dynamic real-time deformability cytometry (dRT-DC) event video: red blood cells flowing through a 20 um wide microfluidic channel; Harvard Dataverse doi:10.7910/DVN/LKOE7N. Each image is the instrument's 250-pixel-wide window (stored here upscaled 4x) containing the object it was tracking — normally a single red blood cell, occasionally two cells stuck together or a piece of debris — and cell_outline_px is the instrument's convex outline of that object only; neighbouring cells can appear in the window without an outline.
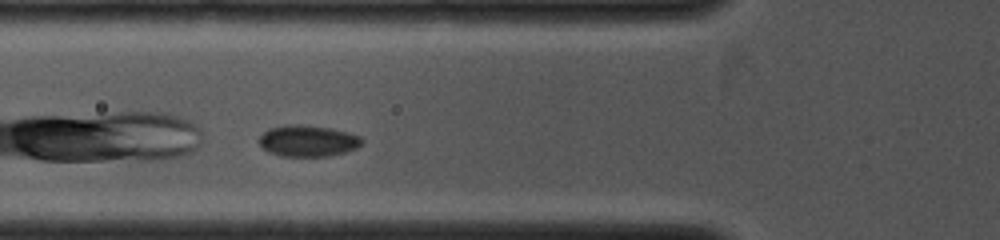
{"species": "common noctule bat (a hibernating species)", "species_latin": "Nyctalus noctula", "temperature_condition": "cold", "stored_images_in_passage": 6, "camera_frame_rate_fps": 4000, "um_per_image_px": 0.085, "animal": {"sex": "female", "body_mass_g": 19.0, "forearm_length_mm": 53.3}, "frame": {"image": 1, "passage_image": 3, "time_ms": 0.75, "image_size_px": [1000, 240], "cell_outline_px": [[364, 140], [356, 148], [344, 152], [328, 156], [280, 156], [268, 152], [260, 144], [260, 136], [268, 128], [284, 124], [304, 124], [328, 128], [348, 132], [360, 136]], "centroid_in_image_um": [26.15, 11.96], "position_along_channel_um": 99.7, "area_um2": 18.79}}